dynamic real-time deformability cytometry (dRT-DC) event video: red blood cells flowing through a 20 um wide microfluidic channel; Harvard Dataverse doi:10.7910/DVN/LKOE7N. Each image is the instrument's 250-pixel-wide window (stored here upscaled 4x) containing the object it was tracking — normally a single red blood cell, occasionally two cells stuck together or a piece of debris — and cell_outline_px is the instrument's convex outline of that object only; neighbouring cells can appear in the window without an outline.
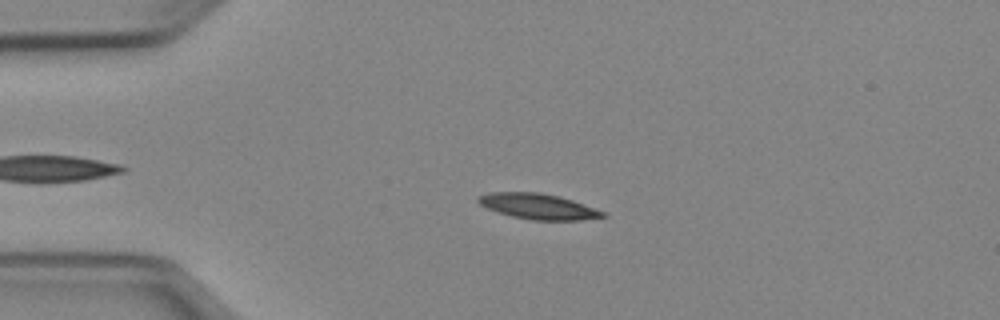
{"species": "Egyptian fruit bat (a non-hibernating species)", "species_latin": "Rousettus aegyptiacus", "temperature_condition": "cold", "stored_images_in_passage": 50, "camera_frame_rate_fps": 3000, "um_per_image_px": 0.085, "animal": {"sex": "female"}, "frame": {"image": 1, "passage_image": 11, "time_ms": 3.333, "image_size_px": [1000, 320], "cell_outline_px": [[608, 216], [580, 220], [532, 220], [512, 216], [488, 208], [480, 204], [476, 200], [476, 196], [488, 192], [540, 192], [560, 196], [572, 200], [604, 212]], "centroid_in_image_um": [45.71, 17.53], "position_along_channel_um": 39.3, "area_um2": 18.44}}
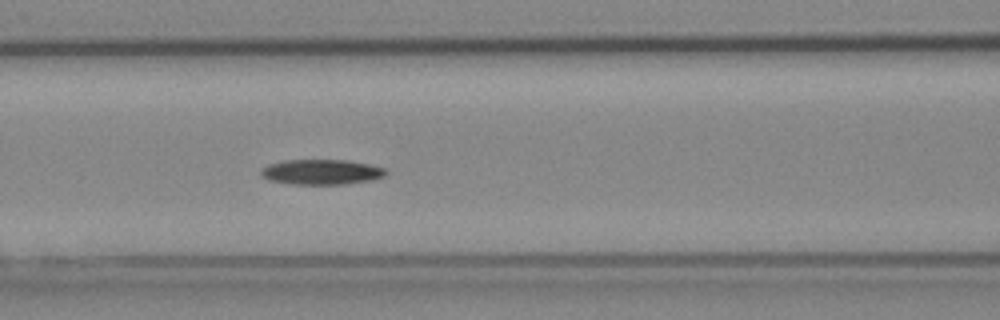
{"frame": {"image": 2, "passage_image": 21, "time_ms": 6.667, "image_size_px": [1000, 320], "cell_outline_px": [[388, 172], [384, 176], [372, 180], [344, 184], [292, 184], [268, 180], [260, 176], [260, 168], [268, 164], [284, 160], [348, 160], [388, 168]], "centroid_in_image_um": [27.31, 14.61], "position_along_channel_um": 139.3, "area_um2": 18.55}}
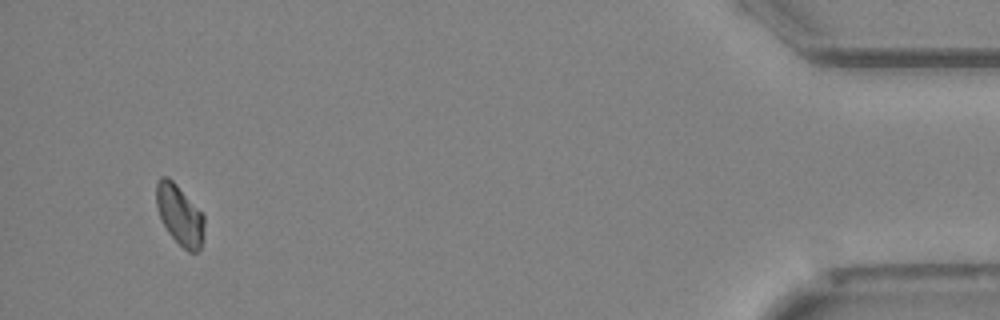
{"frame": {"image": 3, "passage_image": 48, "time_ms": 15.667, "image_size_px": [1000, 320], "cell_outline_px": [[204, 224], [200, 248], [196, 252], [188, 252], [168, 232], [160, 216], [156, 204], [156, 180], [160, 176], [168, 176], [176, 184], [204, 216]], "centroid_in_image_um": [15.24, 18.23], "position_along_channel_um": 420.0, "area_um2": 16.42}, "authors_computed_cell_mechanics": {"area_um2": 17.8024, "velocity_mm_per_s": 3.9431, "shape_relaxation_time_tau1_ms": 7.4977, "shape_relaxation_time_tau2_ms": null, "deformation_change_tau1": 0.1484, "deformation_change_tau2": null}}